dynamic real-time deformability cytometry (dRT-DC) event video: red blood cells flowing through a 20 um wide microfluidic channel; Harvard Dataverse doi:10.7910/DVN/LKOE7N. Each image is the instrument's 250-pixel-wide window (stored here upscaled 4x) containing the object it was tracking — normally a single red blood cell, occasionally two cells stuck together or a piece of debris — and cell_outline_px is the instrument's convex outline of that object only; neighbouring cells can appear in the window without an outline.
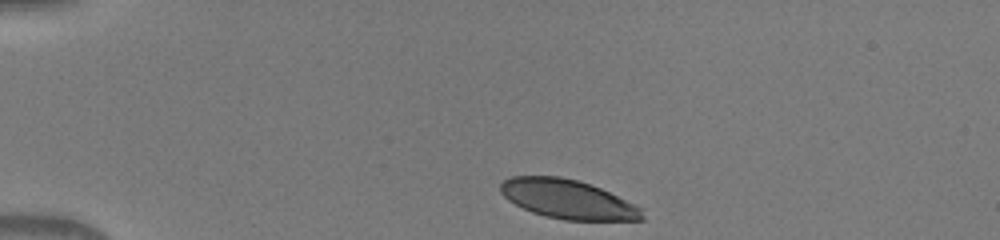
{"species": "human", "species_latin": "Homo sapiens", "temperature_condition": "warm", "stored_images_in_passage": 40, "camera_frame_rate_fps": 3000, "um_per_image_px": 0.085, "donor": {"sex": "male"}, "frame": {"image": 1, "passage_image": 1, "time_ms": 0.0, "image_size_px": [1000, 240], "cell_outline_px": [[644, 220], [564, 220], [544, 216], [532, 212], [508, 200], [500, 192], [500, 184], [504, 180], [512, 176], [560, 176], [580, 180], [600, 188], [644, 208]], "centroid_in_image_um": [48.29, 16.93], "position_along_channel_um": 36.7, "area_um2": 32.43}}
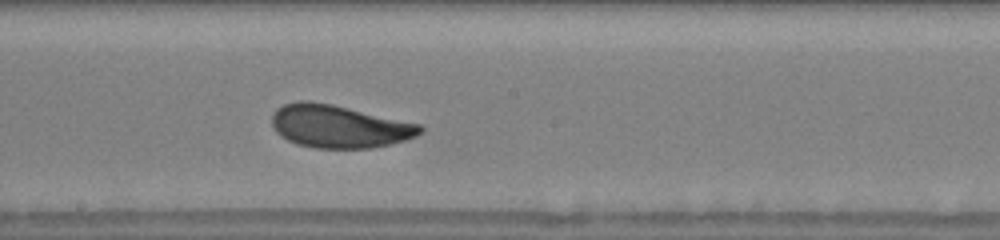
{"frame": {"image": 2, "passage_image": 19, "time_ms": 6.0, "image_size_px": [1000, 240], "cell_outline_px": [[424, 128], [416, 136], [404, 140], [372, 148], [316, 148], [296, 144], [280, 136], [272, 128], [272, 112], [276, 108], [284, 104], [300, 100], [308, 100], [332, 104], [420, 124]], "centroid_in_image_um": [28.76, 10.73], "position_along_channel_um": 219.4, "area_um2": 36.99}}
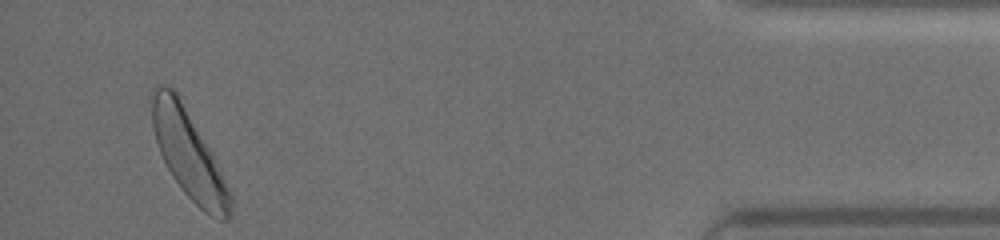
{"frame": {"image": 3, "passage_image": 38, "time_ms": 12.333, "image_size_px": [1000, 240], "cell_outline_px": [[232, 216], [228, 220], [220, 220], [204, 212], [184, 192], [172, 176], [156, 144], [152, 124], [148, 96], [152, 88], [160, 84], [164, 84], [172, 88], [176, 92], [212, 152], [232, 196]], "centroid_in_image_um": [16.0, 13.07], "position_along_channel_um": 419.2, "area_um2": 40.17}}